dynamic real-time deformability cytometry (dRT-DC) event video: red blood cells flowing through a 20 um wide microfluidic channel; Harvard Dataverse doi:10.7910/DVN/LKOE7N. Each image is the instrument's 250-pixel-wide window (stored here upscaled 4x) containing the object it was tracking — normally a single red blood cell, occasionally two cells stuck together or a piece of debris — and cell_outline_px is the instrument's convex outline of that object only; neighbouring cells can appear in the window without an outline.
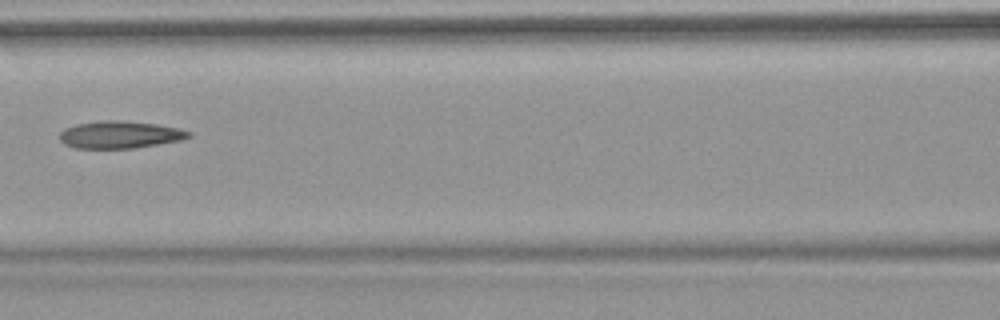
{"species": "common noctule bat (a hibernating species)", "species_latin": "Nyctalus noctula", "temperature_condition": "warm", "stored_images_in_passage": 4, "camera_frame_rate_fps": 3000, "um_per_image_px": 0.085, "animal": {"sex": "female", "body_mass_g": 18.4}, "frame": {"image": 1, "passage_image": 4, "time_ms": 3.333, "image_size_px": [1000, 320], "cell_outline_px": [[192, 136], [180, 140], [132, 148], [76, 148], [64, 144], [60, 140], [60, 132], [64, 128], [76, 124], [100, 120], [120, 120], [156, 124], [180, 128], [192, 132]], "centroid_in_image_um": [10.18, 11.43], "position_along_channel_um": 156.4, "area_um2": 20.52}}